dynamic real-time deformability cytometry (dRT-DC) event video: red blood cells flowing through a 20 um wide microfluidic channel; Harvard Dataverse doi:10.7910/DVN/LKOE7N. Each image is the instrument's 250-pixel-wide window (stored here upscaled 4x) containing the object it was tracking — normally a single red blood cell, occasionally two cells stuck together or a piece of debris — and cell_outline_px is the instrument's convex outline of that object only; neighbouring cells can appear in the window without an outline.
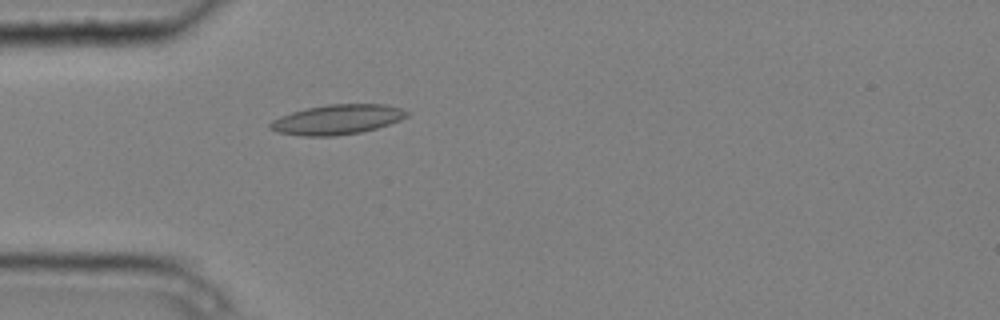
{"species": "common noctule bat (a hibernating species)", "species_latin": "Nyctalus noctula", "temperature_condition": "cold", "stored_images_in_passage": 3, "camera_frame_rate_fps": 3000, "um_per_image_px": 0.085, "animal": {"sex": "male", "body_mass_g": 20.4}, "frame": {"image": 1, "passage_image": 3, "time_ms": 0.667, "image_size_px": [1000, 320], "cell_outline_px": [[408, 116], [400, 120], [376, 128], [360, 132], [332, 136], [304, 136], [276, 132], [268, 128], [268, 124], [272, 120], [280, 116], [292, 112], [308, 108], [328, 104], [384, 104], [400, 108], [408, 112]], "centroid_in_image_um": [28.63, 10.16], "position_along_channel_um": 56.4, "area_um2": 23.64}}